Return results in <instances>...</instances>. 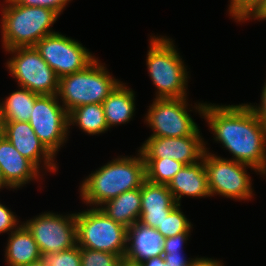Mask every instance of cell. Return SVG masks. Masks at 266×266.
<instances>
[{
  "label": "cell",
  "instance_id": "603a6c76",
  "mask_svg": "<svg viewBox=\"0 0 266 266\" xmlns=\"http://www.w3.org/2000/svg\"><path fill=\"white\" fill-rule=\"evenodd\" d=\"M69 129L77 125L88 135H96L108 131L102 103L87 104L76 107L68 113Z\"/></svg>",
  "mask_w": 266,
  "mask_h": 266
},
{
  "label": "cell",
  "instance_id": "e0dca14e",
  "mask_svg": "<svg viewBox=\"0 0 266 266\" xmlns=\"http://www.w3.org/2000/svg\"><path fill=\"white\" fill-rule=\"evenodd\" d=\"M165 237L152 227L136 222L127 228L124 260L138 264L144 260L163 256Z\"/></svg>",
  "mask_w": 266,
  "mask_h": 266
},
{
  "label": "cell",
  "instance_id": "2e32d148",
  "mask_svg": "<svg viewBox=\"0 0 266 266\" xmlns=\"http://www.w3.org/2000/svg\"><path fill=\"white\" fill-rule=\"evenodd\" d=\"M0 168L6 184L12 189L41 178L40 170L23 157L4 135L0 136Z\"/></svg>",
  "mask_w": 266,
  "mask_h": 266
},
{
  "label": "cell",
  "instance_id": "44dd1931",
  "mask_svg": "<svg viewBox=\"0 0 266 266\" xmlns=\"http://www.w3.org/2000/svg\"><path fill=\"white\" fill-rule=\"evenodd\" d=\"M109 218L129 228L139 222L141 212V188L123 192L99 207Z\"/></svg>",
  "mask_w": 266,
  "mask_h": 266
},
{
  "label": "cell",
  "instance_id": "6da1fadb",
  "mask_svg": "<svg viewBox=\"0 0 266 266\" xmlns=\"http://www.w3.org/2000/svg\"><path fill=\"white\" fill-rule=\"evenodd\" d=\"M194 108L206 120L216 142L233 155L231 160L256 168L266 176V125L248 104H195Z\"/></svg>",
  "mask_w": 266,
  "mask_h": 266
},
{
  "label": "cell",
  "instance_id": "7c38bea8",
  "mask_svg": "<svg viewBox=\"0 0 266 266\" xmlns=\"http://www.w3.org/2000/svg\"><path fill=\"white\" fill-rule=\"evenodd\" d=\"M187 98H154L145 115L152 129L150 137H183L192 135L199 127L189 114Z\"/></svg>",
  "mask_w": 266,
  "mask_h": 266
},
{
  "label": "cell",
  "instance_id": "8d00e7d4",
  "mask_svg": "<svg viewBox=\"0 0 266 266\" xmlns=\"http://www.w3.org/2000/svg\"><path fill=\"white\" fill-rule=\"evenodd\" d=\"M24 266H47L45 261L42 259L36 261V262H32L30 264L24 265Z\"/></svg>",
  "mask_w": 266,
  "mask_h": 266
},
{
  "label": "cell",
  "instance_id": "d6986e66",
  "mask_svg": "<svg viewBox=\"0 0 266 266\" xmlns=\"http://www.w3.org/2000/svg\"><path fill=\"white\" fill-rule=\"evenodd\" d=\"M7 241V266H24L42 259L37 242L23 224H19V227L9 234Z\"/></svg>",
  "mask_w": 266,
  "mask_h": 266
},
{
  "label": "cell",
  "instance_id": "f1b7e54d",
  "mask_svg": "<svg viewBox=\"0 0 266 266\" xmlns=\"http://www.w3.org/2000/svg\"><path fill=\"white\" fill-rule=\"evenodd\" d=\"M16 4L29 7H44L57 12L59 15L71 0H13Z\"/></svg>",
  "mask_w": 266,
  "mask_h": 266
},
{
  "label": "cell",
  "instance_id": "7402d4cb",
  "mask_svg": "<svg viewBox=\"0 0 266 266\" xmlns=\"http://www.w3.org/2000/svg\"><path fill=\"white\" fill-rule=\"evenodd\" d=\"M20 90L12 92L0 102L3 122H28L38 94L19 86Z\"/></svg>",
  "mask_w": 266,
  "mask_h": 266
},
{
  "label": "cell",
  "instance_id": "cb8c5ba5",
  "mask_svg": "<svg viewBox=\"0 0 266 266\" xmlns=\"http://www.w3.org/2000/svg\"><path fill=\"white\" fill-rule=\"evenodd\" d=\"M143 159L145 163L146 180L156 184L168 185L175 174L184 166L183 163L171 158Z\"/></svg>",
  "mask_w": 266,
  "mask_h": 266
},
{
  "label": "cell",
  "instance_id": "ba28073f",
  "mask_svg": "<svg viewBox=\"0 0 266 266\" xmlns=\"http://www.w3.org/2000/svg\"><path fill=\"white\" fill-rule=\"evenodd\" d=\"M5 51L13 55L7 61L6 67L16 79L18 86L38 95H57L59 77L34 46L16 47Z\"/></svg>",
  "mask_w": 266,
  "mask_h": 266
},
{
  "label": "cell",
  "instance_id": "d6a6232c",
  "mask_svg": "<svg viewBox=\"0 0 266 266\" xmlns=\"http://www.w3.org/2000/svg\"><path fill=\"white\" fill-rule=\"evenodd\" d=\"M249 107L253 110V112L255 113L256 117L263 123L266 125V83L263 86V90H262V95H261V102L260 105H251L248 104Z\"/></svg>",
  "mask_w": 266,
  "mask_h": 266
},
{
  "label": "cell",
  "instance_id": "4dcf8cb0",
  "mask_svg": "<svg viewBox=\"0 0 266 266\" xmlns=\"http://www.w3.org/2000/svg\"><path fill=\"white\" fill-rule=\"evenodd\" d=\"M191 232H181L175 236L165 238L163 253H183V245L188 240Z\"/></svg>",
  "mask_w": 266,
  "mask_h": 266
},
{
  "label": "cell",
  "instance_id": "7a4b0ae2",
  "mask_svg": "<svg viewBox=\"0 0 266 266\" xmlns=\"http://www.w3.org/2000/svg\"><path fill=\"white\" fill-rule=\"evenodd\" d=\"M137 156L117 157L86 177L80 186L82 201L99 208L123 192L141 188L146 180L145 163L140 152Z\"/></svg>",
  "mask_w": 266,
  "mask_h": 266
},
{
  "label": "cell",
  "instance_id": "e575fe53",
  "mask_svg": "<svg viewBox=\"0 0 266 266\" xmlns=\"http://www.w3.org/2000/svg\"><path fill=\"white\" fill-rule=\"evenodd\" d=\"M138 266H167L163 256L150 258L138 263Z\"/></svg>",
  "mask_w": 266,
  "mask_h": 266
},
{
  "label": "cell",
  "instance_id": "5bb4252c",
  "mask_svg": "<svg viewBox=\"0 0 266 266\" xmlns=\"http://www.w3.org/2000/svg\"><path fill=\"white\" fill-rule=\"evenodd\" d=\"M3 135L12 143L19 153L30 160L39 170L43 160V169L48 172L58 170L55 156L39 140L29 122H3Z\"/></svg>",
  "mask_w": 266,
  "mask_h": 266
},
{
  "label": "cell",
  "instance_id": "30bf717a",
  "mask_svg": "<svg viewBox=\"0 0 266 266\" xmlns=\"http://www.w3.org/2000/svg\"><path fill=\"white\" fill-rule=\"evenodd\" d=\"M59 78L85 69L95 59L81 43L55 32L34 46Z\"/></svg>",
  "mask_w": 266,
  "mask_h": 266
},
{
  "label": "cell",
  "instance_id": "d4e9b609",
  "mask_svg": "<svg viewBox=\"0 0 266 266\" xmlns=\"http://www.w3.org/2000/svg\"><path fill=\"white\" fill-rule=\"evenodd\" d=\"M180 206L181 204H177L165 217L161 225L156 228L165 238L175 236L181 232H191L193 225L181 211Z\"/></svg>",
  "mask_w": 266,
  "mask_h": 266
},
{
  "label": "cell",
  "instance_id": "8992f818",
  "mask_svg": "<svg viewBox=\"0 0 266 266\" xmlns=\"http://www.w3.org/2000/svg\"><path fill=\"white\" fill-rule=\"evenodd\" d=\"M77 245L80 248L110 252L124 258L127 228L109 218L100 208L76 213Z\"/></svg>",
  "mask_w": 266,
  "mask_h": 266
},
{
  "label": "cell",
  "instance_id": "74e56055",
  "mask_svg": "<svg viewBox=\"0 0 266 266\" xmlns=\"http://www.w3.org/2000/svg\"><path fill=\"white\" fill-rule=\"evenodd\" d=\"M10 188L7 184H6V182H5V180H4V178H3V174H2V171H1V168H0V189L2 188Z\"/></svg>",
  "mask_w": 266,
  "mask_h": 266
},
{
  "label": "cell",
  "instance_id": "1f68e13d",
  "mask_svg": "<svg viewBox=\"0 0 266 266\" xmlns=\"http://www.w3.org/2000/svg\"><path fill=\"white\" fill-rule=\"evenodd\" d=\"M183 253H163L167 266H190L192 258L187 260Z\"/></svg>",
  "mask_w": 266,
  "mask_h": 266
},
{
  "label": "cell",
  "instance_id": "52a82bcc",
  "mask_svg": "<svg viewBox=\"0 0 266 266\" xmlns=\"http://www.w3.org/2000/svg\"><path fill=\"white\" fill-rule=\"evenodd\" d=\"M207 174V183L210 196L221 195L235 200H248L254 194L252 181L246 168L259 172L256 168L236 162L231 159L221 158L209 153L206 149L203 159Z\"/></svg>",
  "mask_w": 266,
  "mask_h": 266
},
{
  "label": "cell",
  "instance_id": "83f0119b",
  "mask_svg": "<svg viewBox=\"0 0 266 266\" xmlns=\"http://www.w3.org/2000/svg\"><path fill=\"white\" fill-rule=\"evenodd\" d=\"M264 0H230L229 15L236 22L249 20L262 6Z\"/></svg>",
  "mask_w": 266,
  "mask_h": 266
},
{
  "label": "cell",
  "instance_id": "8fae6325",
  "mask_svg": "<svg viewBox=\"0 0 266 266\" xmlns=\"http://www.w3.org/2000/svg\"><path fill=\"white\" fill-rule=\"evenodd\" d=\"M75 217L76 212L68 216L44 212L22 224L32 234L43 256L77 245Z\"/></svg>",
  "mask_w": 266,
  "mask_h": 266
},
{
  "label": "cell",
  "instance_id": "484cf974",
  "mask_svg": "<svg viewBox=\"0 0 266 266\" xmlns=\"http://www.w3.org/2000/svg\"><path fill=\"white\" fill-rule=\"evenodd\" d=\"M123 260L110 252L81 248V266H121Z\"/></svg>",
  "mask_w": 266,
  "mask_h": 266
},
{
  "label": "cell",
  "instance_id": "836d02e7",
  "mask_svg": "<svg viewBox=\"0 0 266 266\" xmlns=\"http://www.w3.org/2000/svg\"><path fill=\"white\" fill-rule=\"evenodd\" d=\"M217 259H212V258H205V257H201V258H193L191 261L190 266H225L223 265V262Z\"/></svg>",
  "mask_w": 266,
  "mask_h": 266
},
{
  "label": "cell",
  "instance_id": "9c48e42d",
  "mask_svg": "<svg viewBox=\"0 0 266 266\" xmlns=\"http://www.w3.org/2000/svg\"><path fill=\"white\" fill-rule=\"evenodd\" d=\"M59 100L57 95H39L28 121L39 140L54 156L68 140L70 132L68 112Z\"/></svg>",
  "mask_w": 266,
  "mask_h": 266
},
{
  "label": "cell",
  "instance_id": "ffe728a7",
  "mask_svg": "<svg viewBox=\"0 0 266 266\" xmlns=\"http://www.w3.org/2000/svg\"><path fill=\"white\" fill-rule=\"evenodd\" d=\"M108 129L131 121L135 112V92L120 83L102 103Z\"/></svg>",
  "mask_w": 266,
  "mask_h": 266
},
{
  "label": "cell",
  "instance_id": "f35d334b",
  "mask_svg": "<svg viewBox=\"0 0 266 266\" xmlns=\"http://www.w3.org/2000/svg\"><path fill=\"white\" fill-rule=\"evenodd\" d=\"M121 266H138V264H133L131 262L123 260Z\"/></svg>",
  "mask_w": 266,
  "mask_h": 266
},
{
  "label": "cell",
  "instance_id": "277c9868",
  "mask_svg": "<svg viewBox=\"0 0 266 266\" xmlns=\"http://www.w3.org/2000/svg\"><path fill=\"white\" fill-rule=\"evenodd\" d=\"M149 40L146 65L157 87L156 99L187 97L189 72L172 39L160 35Z\"/></svg>",
  "mask_w": 266,
  "mask_h": 266
},
{
  "label": "cell",
  "instance_id": "d590c367",
  "mask_svg": "<svg viewBox=\"0 0 266 266\" xmlns=\"http://www.w3.org/2000/svg\"><path fill=\"white\" fill-rule=\"evenodd\" d=\"M250 19L266 20V0L263 1L262 6Z\"/></svg>",
  "mask_w": 266,
  "mask_h": 266
},
{
  "label": "cell",
  "instance_id": "5b68a950",
  "mask_svg": "<svg viewBox=\"0 0 266 266\" xmlns=\"http://www.w3.org/2000/svg\"><path fill=\"white\" fill-rule=\"evenodd\" d=\"M96 58L85 69L59 78L57 97L69 113L76 107L103 103L121 83Z\"/></svg>",
  "mask_w": 266,
  "mask_h": 266
},
{
  "label": "cell",
  "instance_id": "f546056e",
  "mask_svg": "<svg viewBox=\"0 0 266 266\" xmlns=\"http://www.w3.org/2000/svg\"><path fill=\"white\" fill-rule=\"evenodd\" d=\"M14 215V212L9 210L5 205L0 203V234L6 232H12L16 230L19 226V221Z\"/></svg>",
  "mask_w": 266,
  "mask_h": 266
},
{
  "label": "cell",
  "instance_id": "3957f363",
  "mask_svg": "<svg viewBox=\"0 0 266 266\" xmlns=\"http://www.w3.org/2000/svg\"><path fill=\"white\" fill-rule=\"evenodd\" d=\"M4 3L0 26L5 50L35 46L46 35L55 33L51 28L60 16L57 12L19 5L13 0H4Z\"/></svg>",
  "mask_w": 266,
  "mask_h": 266
},
{
  "label": "cell",
  "instance_id": "9a60e30c",
  "mask_svg": "<svg viewBox=\"0 0 266 266\" xmlns=\"http://www.w3.org/2000/svg\"><path fill=\"white\" fill-rule=\"evenodd\" d=\"M177 205L165 184L145 180L141 186V212L139 222L156 229Z\"/></svg>",
  "mask_w": 266,
  "mask_h": 266
},
{
  "label": "cell",
  "instance_id": "ab89813d",
  "mask_svg": "<svg viewBox=\"0 0 266 266\" xmlns=\"http://www.w3.org/2000/svg\"><path fill=\"white\" fill-rule=\"evenodd\" d=\"M3 135V120H2V116L0 113V136Z\"/></svg>",
  "mask_w": 266,
  "mask_h": 266
},
{
  "label": "cell",
  "instance_id": "4316f807",
  "mask_svg": "<svg viewBox=\"0 0 266 266\" xmlns=\"http://www.w3.org/2000/svg\"><path fill=\"white\" fill-rule=\"evenodd\" d=\"M47 266H81V248L78 245L61 252L42 256Z\"/></svg>",
  "mask_w": 266,
  "mask_h": 266
},
{
  "label": "cell",
  "instance_id": "4fadbf2b",
  "mask_svg": "<svg viewBox=\"0 0 266 266\" xmlns=\"http://www.w3.org/2000/svg\"><path fill=\"white\" fill-rule=\"evenodd\" d=\"M199 130L183 137H149L138 152L143 158H171L184 165L200 162L208 148Z\"/></svg>",
  "mask_w": 266,
  "mask_h": 266
},
{
  "label": "cell",
  "instance_id": "ac0fdd59",
  "mask_svg": "<svg viewBox=\"0 0 266 266\" xmlns=\"http://www.w3.org/2000/svg\"><path fill=\"white\" fill-rule=\"evenodd\" d=\"M167 186L177 204H181L183 195L198 198L210 197L204 161L184 165Z\"/></svg>",
  "mask_w": 266,
  "mask_h": 266
}]
</instances>
